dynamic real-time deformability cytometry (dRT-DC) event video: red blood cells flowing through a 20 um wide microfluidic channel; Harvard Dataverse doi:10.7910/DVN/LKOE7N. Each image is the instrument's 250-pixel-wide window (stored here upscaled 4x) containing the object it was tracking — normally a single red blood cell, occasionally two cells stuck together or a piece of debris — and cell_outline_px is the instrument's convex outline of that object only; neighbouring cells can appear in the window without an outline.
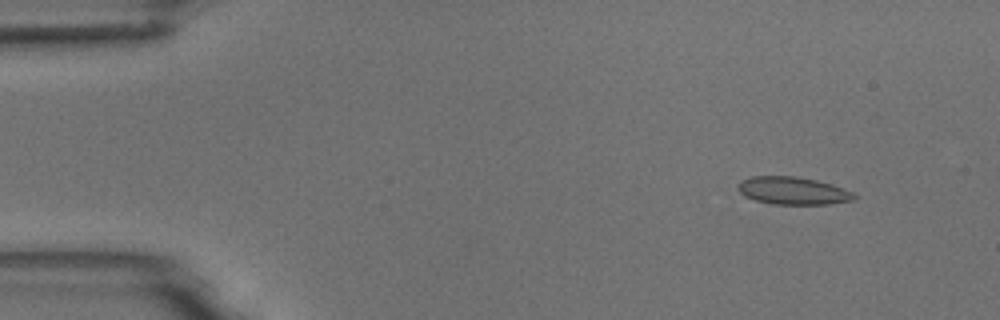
{"species": "common noctule bat (a hibernating species)", "species_latin": "Nyctalus noctula", "temperature_condition": "room temperature", "stored_images_in_passage": 6, "segment_of_instrument_passage": [1, 2], "camera_frame_rate_fps": 3000, "um_per_image_px": 0.085, "animal": {"sex": "male", "body_mass_g": 18.8}, "frame": {"image": 1, "passage_image": 2, "time_ms": 1.0, "image_size_px": [1000, 320], "cell_outline_px": [[860, 196], [856, 200], [828, 204], [772, 204], [756, 200], [744, 196], [736, 188], [740, 180], [752, 176], [796, 176], [816, 180], [832, 184], [852, 192]], "centroid_in_image_um": [67.41, 16.21], "position_along_channel_um": 17.6, "area_um2": 18.9}}